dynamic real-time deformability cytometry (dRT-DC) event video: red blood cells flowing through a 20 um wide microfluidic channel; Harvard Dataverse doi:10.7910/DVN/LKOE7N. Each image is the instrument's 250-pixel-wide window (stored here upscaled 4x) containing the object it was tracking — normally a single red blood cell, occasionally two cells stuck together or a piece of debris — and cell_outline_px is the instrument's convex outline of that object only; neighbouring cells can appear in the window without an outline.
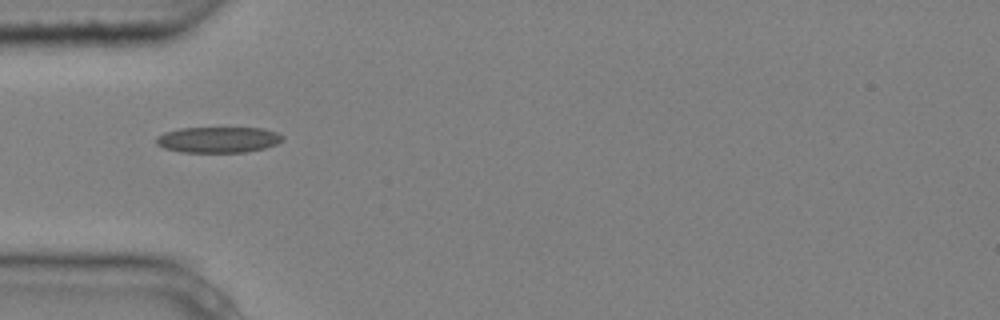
{"species": "common noctule bat (a hibernating species)", "species_latin": "Nyctalus noctula", "temperature_condition": "cold", "stored_images_in_passage": 3, "camera_frame_rate_fps": 3000, "um_per_image_px": 0.085, "animal": {"sex": "male", "body_mass_g": 20.4}, "frame": {"image": 1, "passage_image": 1, "time_ms": 0.0, "image_size_px": [1000, 320], "cell_outline_px": [[284, 140], [276, 144], [264, 148], [248, 152], [180, 152], [164, 148], [156, 144], [156, 136], [164, 132], [180, 128], [264, 128], [276, 132], [284, 136]], "centroid_in_image_um": [18.55, 11.87], "position_along_channel_um": 66.5, "area_um2": 19.19}}
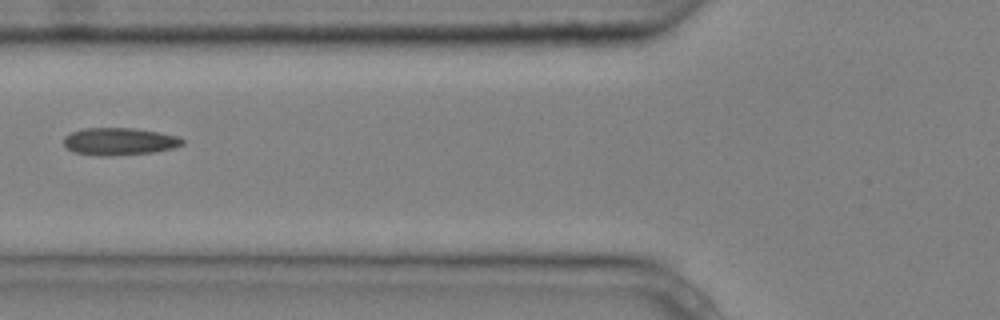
{"frame": {"image": 2, "passage_image": 2, "time_ms": 0.333, "image_size_px": [1000, 320], "cell_outline_px": [[184, 144], [172, 148], [156, 152], [112, 156], [100, 156], [76, 152], [68, 148], [64, 144], [64, 136], [72, 132], [84, 128], [132, 128], [160, 132], [180, 136], [184, 140]], "centroid_in_image_um": [10.19, 12.02], "position_along_channel_um": 115.6, "area_um2": 19.02}}